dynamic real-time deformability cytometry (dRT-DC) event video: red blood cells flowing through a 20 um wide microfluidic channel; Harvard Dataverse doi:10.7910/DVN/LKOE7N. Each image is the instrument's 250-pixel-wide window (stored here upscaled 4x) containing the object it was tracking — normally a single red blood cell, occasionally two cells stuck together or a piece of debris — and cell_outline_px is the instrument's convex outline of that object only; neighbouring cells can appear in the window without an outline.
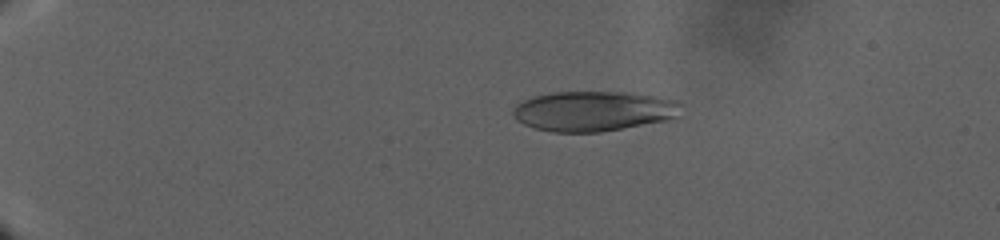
{"species": "human", "species_latin": "Homo sapiens", "temperature_condition": "warm", "stored_images_in_passage": 114, "camera_frame_rate_fps": 3000, "um_per_image_px": 0.085, "donor": {"sex": "male"}, "frame": {"image": 1, "passage_image": 25, "time_ms": 12.333, "image_size_px": [1000, 240], "cell_outline_px": [[684, 104], [676, 116], [668, 120], [600, 132], [552, 132], [536, 128], [524, 124], [516, 120], [512, 116], [512, 108], [516, 104], [532, 96], [552, 92], [624, 92], [656, 96], [676, 100]], "centroid_in_image_um": [50.43, 9.44], "position_along_channel_um": 34.6, "area_um2": 39.42}}
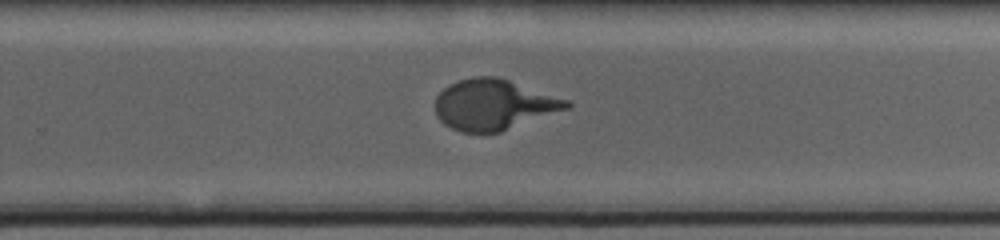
{"frame": {"image": 2, "passage_image": 72, "time_ms": 37.667, "image_size_px": [1000, 240], "cell_outline_px": [[572, 104], [568, 108], [500, 132], [460, 132], [444, 124], [436, 116], [436, 96], [448, 84], [456, 80], [472, 76], [496, 76], [568, 100]], "centroid_in_image_um": [41.91, 8.88], "position_along_channel_um": 287.9, "area_um2": 38.44}}
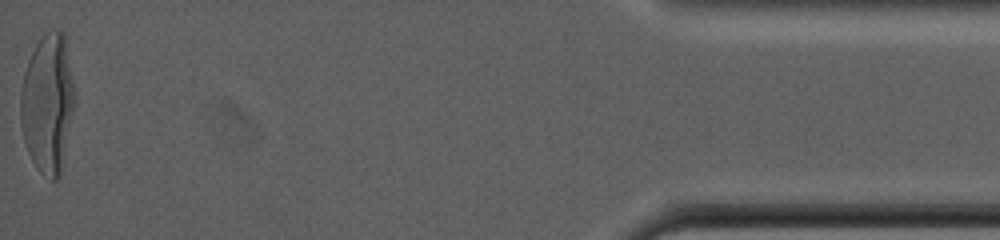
{"frame": {"image": 3, "passage_image": 114, "time_ms": 53.0, "image_size_px": [1000, 240], "cell_outline_px": [[76, 96], [60, 176], [56, 180], [52, 180], [40, 172], [36, 168], [24, 144], [20, 124], [20, 92], [24, 72], [28, 60], [36, 44], [44, 32], [52, 28], [60, 28], [64, 32]], "centroid_in_image_um": [4.05, 8.75], "position_along_channel_um": 431.2, "area_um2": 44.39}}